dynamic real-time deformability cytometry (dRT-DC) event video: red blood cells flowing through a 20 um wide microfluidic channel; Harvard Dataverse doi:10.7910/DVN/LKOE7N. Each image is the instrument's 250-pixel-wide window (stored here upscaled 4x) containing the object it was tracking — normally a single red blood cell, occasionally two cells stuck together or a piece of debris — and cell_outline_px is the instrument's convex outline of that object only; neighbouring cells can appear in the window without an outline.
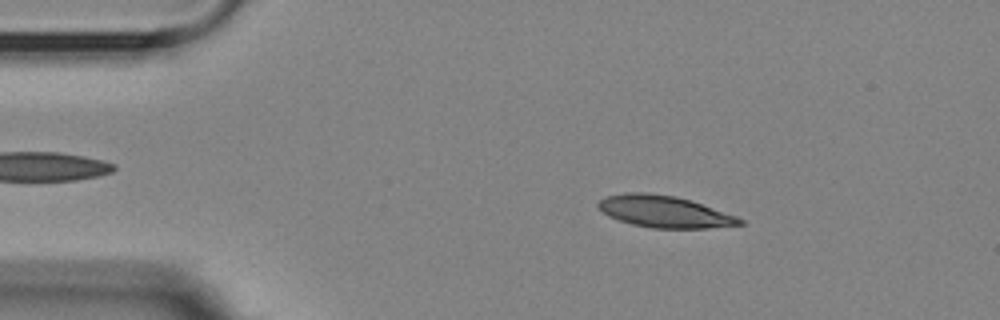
{"species": "Egyptian fruit bat (a non-hibernating species)", "species_latin": "Rousettus aegyptiacus", "temperature_condition": "room temperature", "stored_images_in_passage": 3, "camera_frame_rate_fps": 3000, "um_per_image_px": 0.085, "animal": {"sex": "female"}, "frame": {"image": 1, "passage_image": 2, "time_ms": 1.333, "image_size_px": [1000, 320], "cell_outline_px": [[744, 224], [708, 228], [652, 228], [632, 224], [608, 216], [596, 204], [600, 200], [608, 196], [628, 192], [648, 192], [676, 196], [692, 200], [736, 216], [744, 220]], "centroid_in_image_um": [56.49, 17.98], "position_along_channel_um": 28.5, "area_um2": 26.13}}